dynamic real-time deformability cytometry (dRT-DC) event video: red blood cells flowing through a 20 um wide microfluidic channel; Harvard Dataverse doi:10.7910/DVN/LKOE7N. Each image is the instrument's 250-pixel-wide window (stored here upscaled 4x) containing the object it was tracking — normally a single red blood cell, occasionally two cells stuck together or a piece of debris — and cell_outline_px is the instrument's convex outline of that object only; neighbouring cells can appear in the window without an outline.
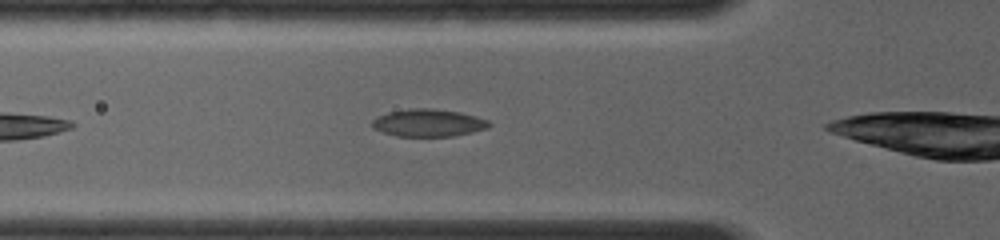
{"species": "common noctule bat (a hibernating species)", "species_latin": "Nyctalus noctula", "temperature_condition": "room temperature", "stored_images_in_passage": 36, "camera_frame_rate_fps": 4000, "um_per_image_px": 0.085, "animal": {"sex": "female", "body_mass_g": 19.0, "forearm_length_mm": 56.7}, "frame": {"image": 1, "passage_image": 6, "time_ms": 1.5, "image_size_px": [1000, 240], "cell_outline_px": [[492, 124], [488, 128], [472, 132], [452, 136], [396, 136], [372, 128], [372, 120], [376, 116], [388, 112], [408, 108], [432, 108], [460, 112], [476, 116], [488, 120]], "centroid_in_image_um": [36.4, 10.43], "position_along_channel_um": 89.4, "area_um2": 18.84}}
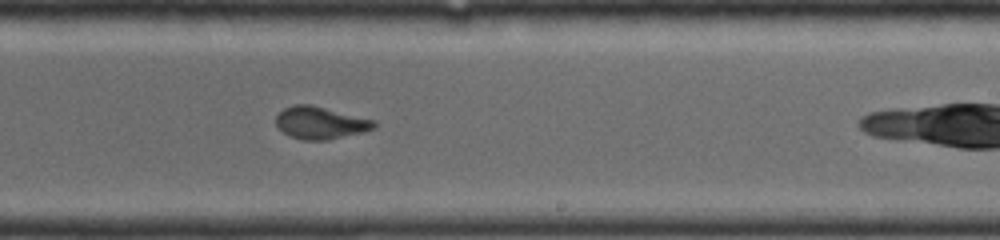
{"frame": {"image": 2, "passage_image": 19, "time_ms": 5.25, "image_size_px": [1000, 240], "cell_outline_px": [[376, 128], [328, 140], [304, 140], [288, 136], [276, 124], [276, 116], [284, 108], [292, 104], [312, 104], [376, 120]], "centroid_in_image_um": [27.23, 10.42], "position_along_channel_um": 261.8, "area_um2": 18.55}}
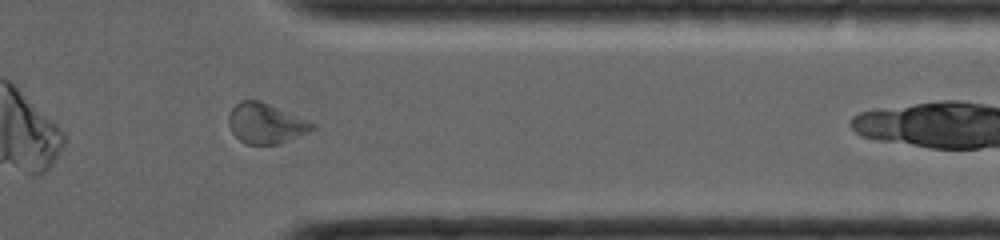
{"frame": {"image": 3, "passage_image": 28, "time_ms": 8.0, "image_size_px": [1000, 240], "cell_outline_px": [[316, 128], [308, 132], [280, 144], [248, 144], [240, 140], [232, 132], [228, 124], [228, 116], [232, 108], [240, 100], [260, 100], [308, 120], [316, 124]], "centroid_in_image_um": [22.59, 10.48], "position_along_channel_um": 388.8, "area_um2": 19.59}}